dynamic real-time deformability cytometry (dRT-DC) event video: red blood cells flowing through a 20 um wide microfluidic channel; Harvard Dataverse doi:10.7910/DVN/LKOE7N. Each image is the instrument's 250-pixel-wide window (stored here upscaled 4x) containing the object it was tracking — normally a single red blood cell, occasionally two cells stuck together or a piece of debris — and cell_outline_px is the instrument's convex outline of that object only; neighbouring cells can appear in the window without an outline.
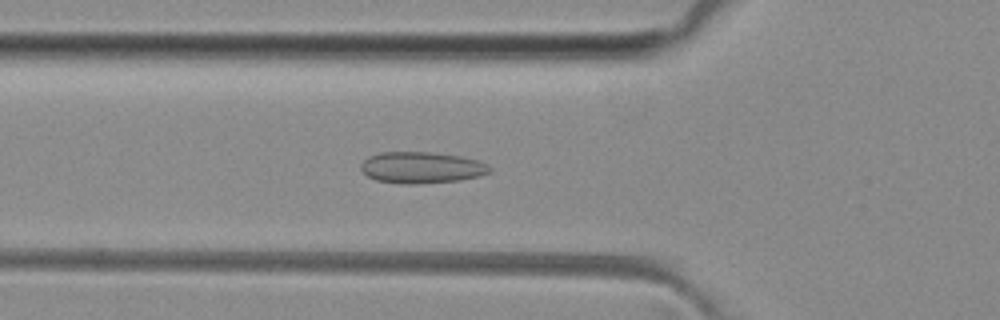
{"species": "common noctule bat (a hibernating species)", "species_latin": "Nyctalus noctula", "temperature_condition": "room temperature", "stored_images_in_passage": 50, "camera_frame_rate_fps": 3000, "um_per_image_px": 0.085, "animal": {"sex": "female", "body_mass_g": 29.2, "forearm_length_mm": 56.3}, "frame": {"image": 1, "passage_image": 16, "time_ms": 5.0, "image_size_px": [1000, 320], "cell_outline_px": [[492, 172], [460, 180], [416, 184], [404, 184], [376, 180], [368, 176], [360, 168], [360, 164], [368, 156], [380, 152], [428, 152], [460, 156], [476, 160], [488, 164], [492, 168]], "centroid_in_image_um": [35.82, 14.24], "position_along_channel_um": 90.0, "area_um2": 23.52}}
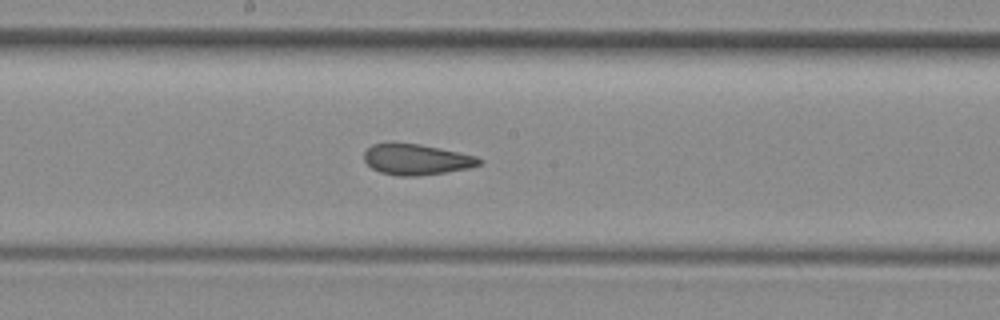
{"frame": {"image": 2, "passage_image": 25, "time_ms": 8.0, "image_size_px": [1000, 320], "cell_outline_px": [[484, 160], [480, 164], [472, 168], [416, 176], [396, 176], [380, 172], [372, 168], [364, 160], [364, 152], [372, 144], [420, 144], [440, 148], [476, 156]], "centroid_in_image_um": [35.42, 13.57], "position_along_channel_um": 212.8, "area_um2": 20.46}}
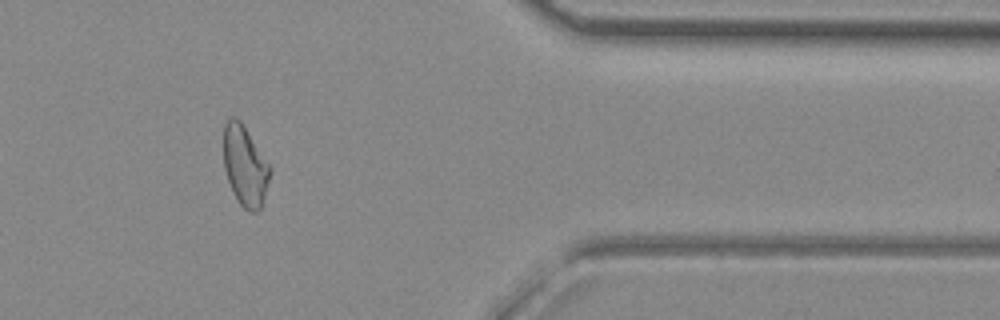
{"frame": {"image": 3, "passage_image": 40, "time_ms": 13.0, "image_size_px": [1000, 320], "cell_outline_px": [[272, 172], [260, 208], [256, 212], [248, 212], [240, 204], [232, 192], [224, 168], [224, 124], [228, 116], [236, 116], [240, 120], [272, 168]], "centroid_in_image_um": [20.82, 14.08], "position_along_channel_um": 390.6, "area_um2": 21.79}}